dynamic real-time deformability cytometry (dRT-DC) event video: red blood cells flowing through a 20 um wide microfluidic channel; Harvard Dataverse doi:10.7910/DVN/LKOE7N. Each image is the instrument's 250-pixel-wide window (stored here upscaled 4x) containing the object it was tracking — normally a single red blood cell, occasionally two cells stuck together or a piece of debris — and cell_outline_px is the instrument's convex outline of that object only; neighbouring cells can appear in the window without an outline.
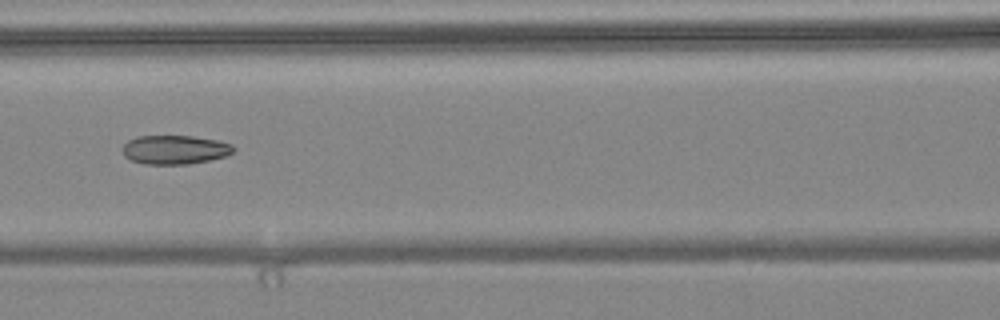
{"species": "common noctule bat (a hibernating species)", "species_latin": "Nyctalus noctula", "temperature_condition": "warm", "stored_images_in_passage": 7, "camera_frame_rate_fps": 3000, "um_per_image_px": 0.085, "animal": {"sex": "female", "body_mass_g": 24.6, "forearm_length_mm": 56.2}, "frame": {"image": 1, "passage_image": 6, "time_ms": 1.667, "image_size_px": [1000, 320], "cell_outline_px": [[236, 148], [232, 152], [224, 156], [208, 160], [188, 164], [144, 164], [132, 160], [124, 156], [120, 148], [128, 140], [136, 136], [192, 136], [216, 140], [232, 144]], "centroid_in_image_um": [14.81, 12.72], "position_along_channel_um": 151.8, "area_um2": 18.73}}
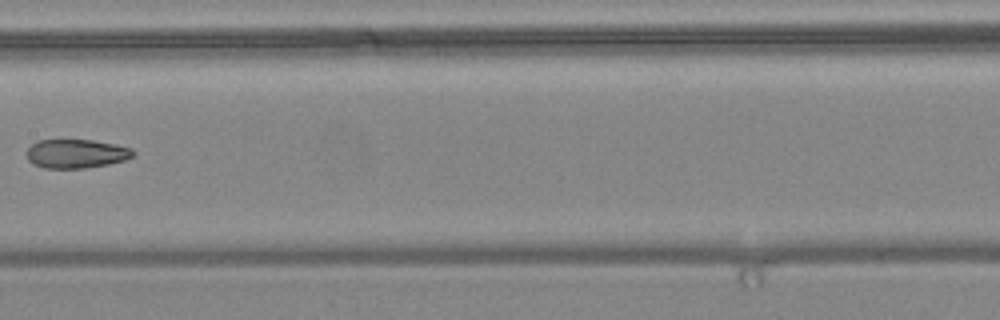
{"frame": {"image": 2, "passage_image": 7, "time_ms": 2.0, "image_size_px": [1000, 320], "cell_outline_px": [[136, 152], [132, 156], [124, 160], [108, 164], [84, 168], [44, 168], [32, 164], [28, 160], [28, 148], [36, 140], [92, 140], [116, 144], [132, 148]], "centroid_in_image_um": [6.48, 13.06], "position_along_channel_um": 200.9, "area_um2": 17.92}}